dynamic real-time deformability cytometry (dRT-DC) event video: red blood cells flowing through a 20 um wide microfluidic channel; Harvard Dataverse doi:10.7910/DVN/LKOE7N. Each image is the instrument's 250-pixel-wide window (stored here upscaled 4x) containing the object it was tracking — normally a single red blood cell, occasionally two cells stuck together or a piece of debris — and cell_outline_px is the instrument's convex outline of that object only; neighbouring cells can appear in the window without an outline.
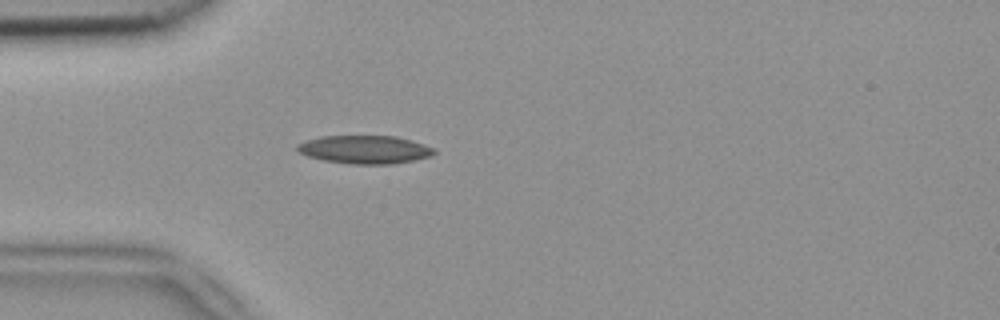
{"species": "common noctule bat (a hibernating species)", "species_latin": "Nyctalus noctula", "temperature_condition": "room temperature", "stored_images_in_passage": 3, "camera_frame_rate_fps": 3000, "um_per_image_px": 0.085, "animal": {"sex": "female", "body_mass_g": 18.4}, "frame": {"image": 1, "passage_image": 3, "time_ms": 0.667, "image_size_px": [1000, 320], "cell_outline_px": [[436, 152], [432, 156], [392, 164], [352, 164], [324, 160], [308, 156], [300, 152], [296, 148], [296, 144], [304, 140], [320, 136], [396, 136], [432, 148]], "centroid_in_image_um": [30.94, 12.71], "position_along_channel_um": 54.1, "area_um2": 22.25}}